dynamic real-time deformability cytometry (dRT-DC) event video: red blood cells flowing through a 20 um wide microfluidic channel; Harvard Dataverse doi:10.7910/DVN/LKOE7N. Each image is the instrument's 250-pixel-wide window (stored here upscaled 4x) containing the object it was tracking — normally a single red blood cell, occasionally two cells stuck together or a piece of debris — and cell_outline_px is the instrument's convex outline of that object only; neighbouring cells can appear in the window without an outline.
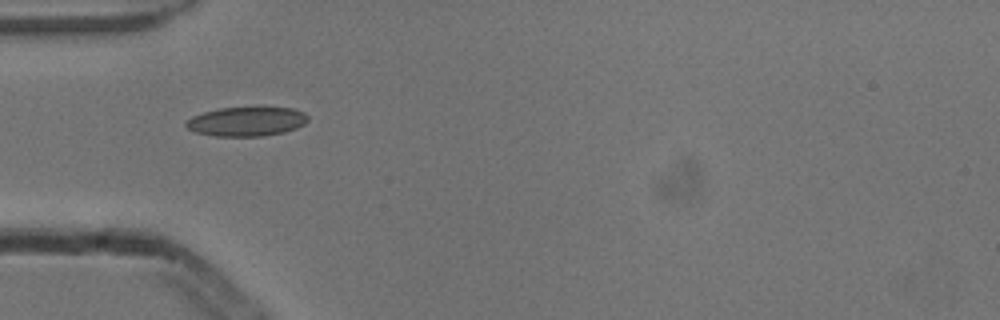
{"species": "common noctule bat (a hibernating species)", "species_latin": "Nyctalus noctula", "temperature_condition": "cold", "stored_images_in_passage": 3, "camera_frame_rate_fps": 3000, "um_per_image_px": 0.085, "animal": {"sex": "male", "body_mass_g": 13.3}, "frame": {"image": 1, "passage_image": 1, "time_ms": 0.0, "image_size_px": [1000, 320], "cell_outline_px": [[308, 120], [304, 124], [296, 128], [284, 132], [264, 136], [216, 136], [196, 132], [188, 128], [184, 124], [192, 116], [204, 112], [220, 108], [260, 104], [292, 108], [304, 112], [308, 116]], "centroid_in_image_um": [21.02, 10.27], "position_along_channel_um": 64.0, "area_um2": 21.62}}
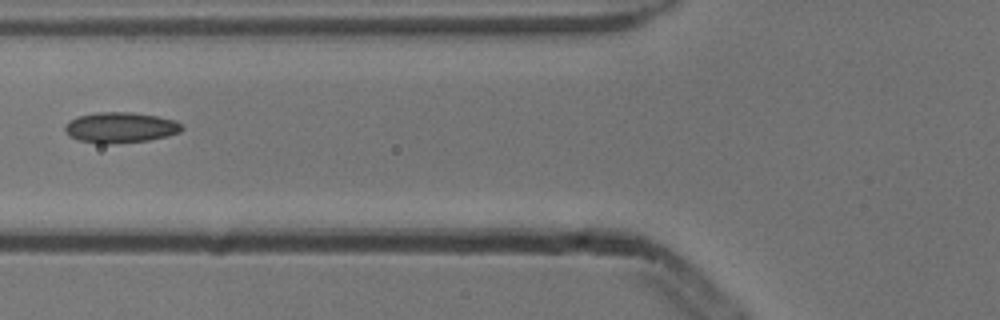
{"frame": {"image": 2, "passage_image": 2, "time_ms": 0.333, "image_size_px": [1000, 320], "cell_outline_px": [[184, 128], [180, 132], [168, 136], [148, 140], [108, 144], [100, 144], [80, 140], [68, 136], [64, 132], [64, 128], [68, 120], [76, 116], [96, 112], [132, 112], [156, 116], [176, 120], [184, 124]], "centroid_in_image_um": [10.23, 10.83], "position_along_channel_um": 115.6, "area_um2": 21.15}}
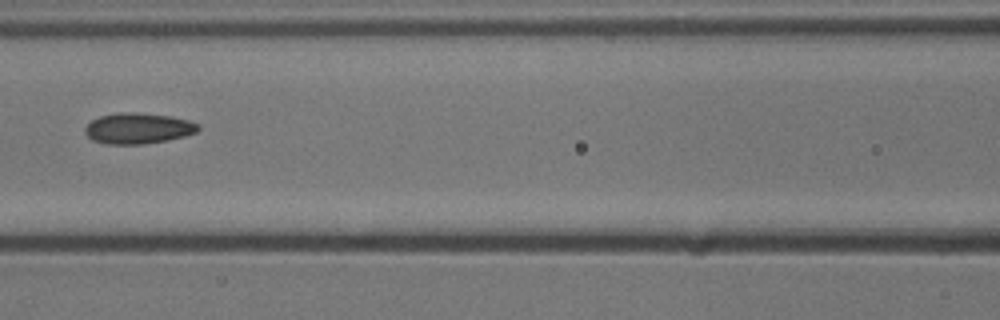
{"frame": {"image": 3, "passage_image": 3, "time_ms": 0.667, "image_size_px": [1000, 320], "cell_outline_px": [[200, 128], [196, 132], [184, 136], [168, 140], [144, 144], [108, 144], [92, 140], [84, 132], [84, 128], [92, 120], [100, 116], [116, 112], [136, 112], [172, 116], [188, 120], [200, 124]], "centroid_in_image_um": [11.74, 10.9], "position_along_channel_um": 154.9, "area_um2": 20.46}}